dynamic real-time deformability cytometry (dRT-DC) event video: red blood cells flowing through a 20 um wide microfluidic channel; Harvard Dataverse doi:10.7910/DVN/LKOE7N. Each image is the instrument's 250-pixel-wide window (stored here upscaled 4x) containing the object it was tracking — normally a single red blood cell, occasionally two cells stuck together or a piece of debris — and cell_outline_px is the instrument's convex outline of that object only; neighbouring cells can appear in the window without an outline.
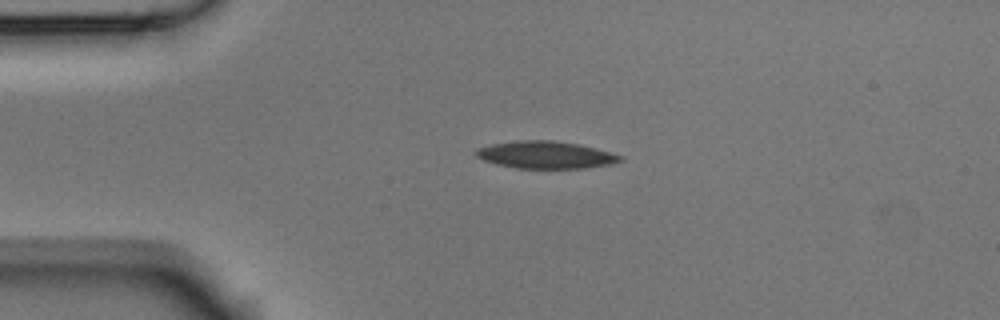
{"species": "Egyptian fruit bat (a non-hibernating species)", "species_latin": "Rousettus aegyptiacus", "temperature_condition": "room temperature", "stored_images_in_passage": 8, "camera_frame_rate_fps": 3000, "um_per_image_px": 0.085, "animal": {"sex": "male"}, "frame": {"image": 1, "passage_image": 3, "time_ms": 0.667, "image_size_px": [1000, 320], "cell_outline_px": [[624, 160], [612, 164], [584, 168], [516, 168], [496, 164], [484, 160], [476, 156], [476, 148], [492, 144], [516, 140], [552, 140], [580, 144], [612, 152], [624, 156]], "centroid_in_image_um": [46.42, 13.16], "position_along_channel_um": 38.6, "area_um2": 23.12}}
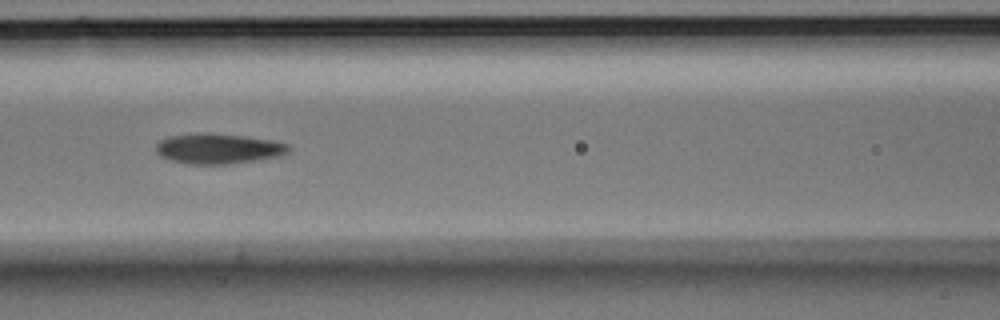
{"frame": {"image": 2, "passage_image": 6, "time_ms": 1.667, "image_size_px": [1000, 320], "cell_outline_px": [[292, 148], [288, 152], [280, 156], [232, 164], [188, 164], [172, 160], [160, 156], [156, 152], [156, 144], [160, 140], [168, 136], [244, 136], [272, 140], [288, 144]], "centroid_in_image_um": [18.61, 12.69], "position_along_channel_um": 148.0, "area_um2": 22.43}}
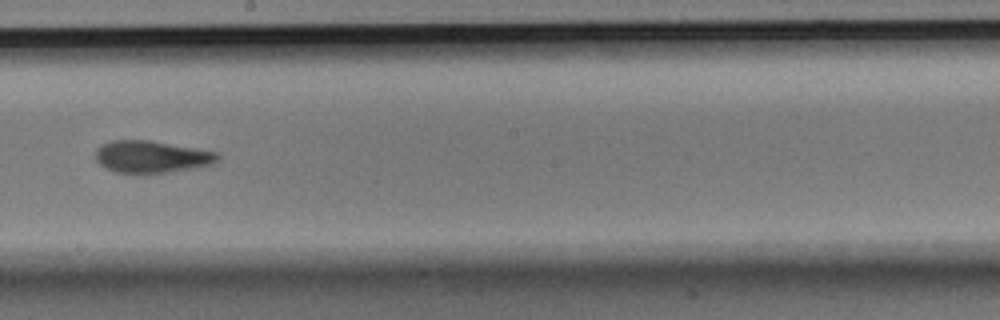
{"frame": {"image": 3, "passage_image": 8, "time_ms": 2.333, "image_size_px": [1000, 320], "cell_outline_px": [[220, 156], [212, 164], [196, 168], [144, 176], [116, 172], [100, 164], [96, 160], [96, 148], [100, 144], [112, 140], [152, 140], [220, 152]], "centroid_in_image_um": [12.89, 13.34], "position_along_channel_um": 235.3, "area_um2": 23.64}}